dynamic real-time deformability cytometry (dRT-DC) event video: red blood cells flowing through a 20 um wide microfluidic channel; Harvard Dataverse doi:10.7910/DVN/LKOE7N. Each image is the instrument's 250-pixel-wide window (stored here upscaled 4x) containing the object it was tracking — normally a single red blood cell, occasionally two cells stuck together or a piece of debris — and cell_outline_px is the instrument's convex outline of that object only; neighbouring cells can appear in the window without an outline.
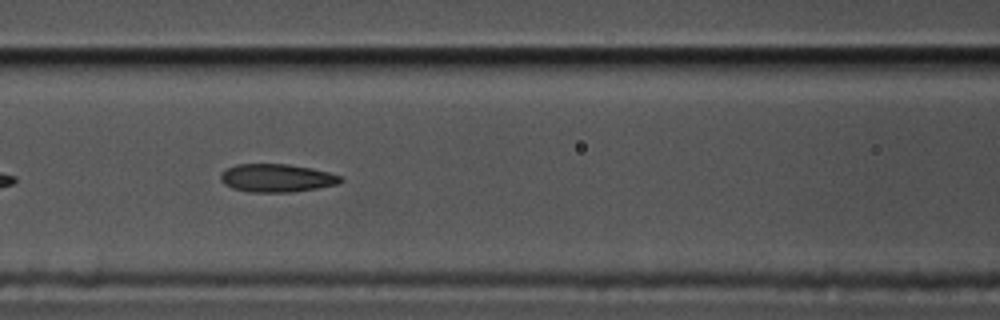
{"species": "common noctule bat (a hibernating species)", "species_latin": "Nyctalus noctula", "temperature_condition": "cold", "stored_images_in_passage": 40, "camera_frame_rate_fps": 3000, "um_per_image_px": 0.085, "animal": {"sex": "male", "body_mass_g": 17.5, "forearm_length_mm": 52.3}, "frame": {"image": 1, "passage_image": 10, "time_ms": 3.0, "image_size_px": [1000, 320], "cell_outline_px": [[344, 180], [336, 184], [316, 188], [292, 192], [252, 192], [232, 188], [224, 184], [220, 180], [220, 172], [236, 164], [288, 164], [312, 168], [344, 176]], "centroid_in_image_um": [23.52, 15.12], "position_along_channel_um": 143.1, "area_um2": 19.71}}
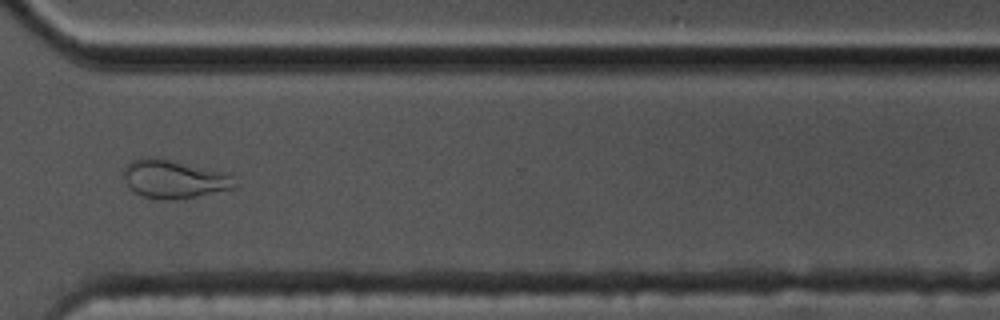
{"frame": {"image": 2, "passage_image": 28, "time_ms": 9.0, "image_size_px": [1000, 320], "cell_outline_px": [[236, 188], [176, 200], [164, 200], [144, 196], [132, 192], [124, 176], [124, 168], [132, 160], [140, 156], [160, 156], [220, 172], [232, 176], [236, 184]], "centroid_in_image_um": [14.74, 15.2], "position_along_channel_um": 355.9, "area_um2": 24.97}, "authors_computed_cell_mechanics": {"area_um2": 19.5942, "velocity_mm_per_s": 3.5449, "shape_relaxation_time_tau1_ms": null, "shape_relaxation_time_tau2_ms": 2.4452, "deformation_change_tau1": null, "deformation_change_tau2": 0.1029}}